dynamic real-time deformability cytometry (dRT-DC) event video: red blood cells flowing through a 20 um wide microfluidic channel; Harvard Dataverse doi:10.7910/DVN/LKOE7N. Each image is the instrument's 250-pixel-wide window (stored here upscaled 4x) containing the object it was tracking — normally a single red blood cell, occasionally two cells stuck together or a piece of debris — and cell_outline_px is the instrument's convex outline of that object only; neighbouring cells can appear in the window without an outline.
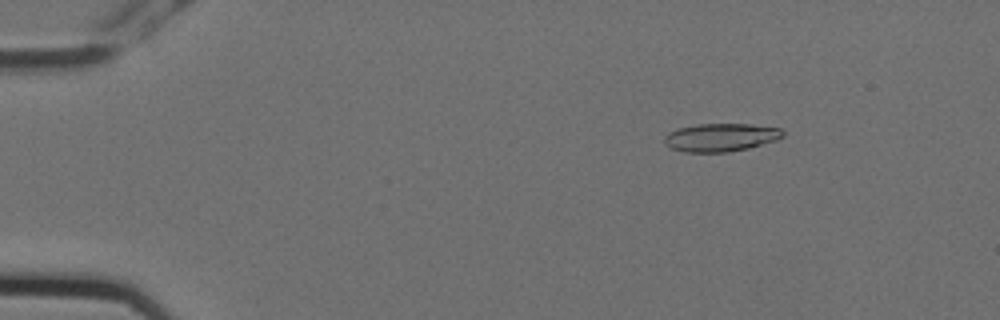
{"species": "Egyptian fruit bat (a non-hibernating species)", "species_latin": "Rousettus aegyptiacus", "temperature_condition": "cold", "stored_images_in_passage": 9, "camera_frame_rate_fps": 3000, "um_per_image_px": 0.085, "animal": {"sex": "female"}, "frame": {"image": 1, "passage_image": 2, "time_ms": 0.333, "image_size_px": [1000, 320], "cell_outline_px": [[784, 136], [776, 140], [748, 148], [728, 152], [684, 152], [672, 148], [664, 144], [664, 136], [668, 132], [676, 128], [696, 124], [752, 124], [780, 128], [784, 132]], "centroid_in_image_um": [61.24, 11.67], "position_along_channel_um": 23.8, "area_um2": 19.54}}
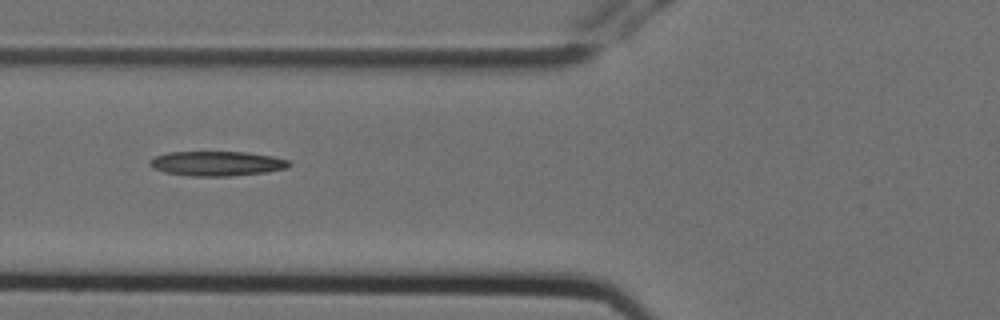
{"frame": {"image": 2, "passage_image": 6, "time_ms": 1.667, "image_size_px": [1000, 320], "cell_outline_px": [[292, 164], [288, 168], [264, 172], [228, 176], [192, 176], [164, 172], [152, 168], [148, 164], [148, 160], [156, 156], [168, 152], [248, 152], [272, 156], [288, 160]], "centroid_in_image_um": [18.41, 13.89], "position_along_channel_um": 107.4, "area_um2": 20.06}}
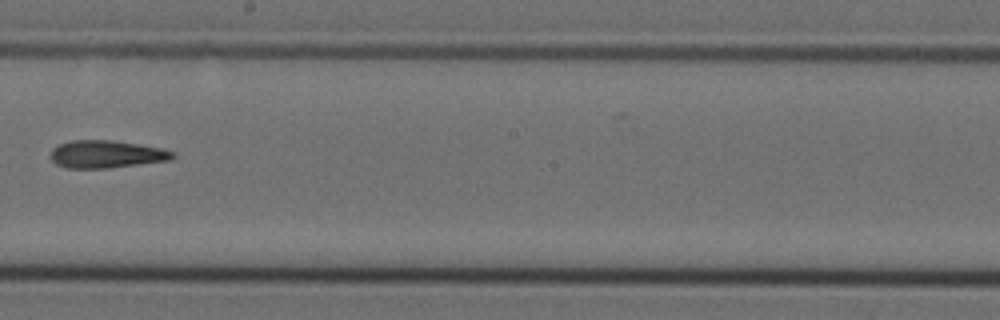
{"frame": {"image": 3, "passage_image": 9, "time_ms": 2.667, "image_size_px": [1000, 320], "cell_outline_px": [[176, 156], [168, 160], [108, 168], [64, 168], [56, 164], [48, 156], [52, 148], [60, 144], [72, 140], [112, 140], [140, 144], [160, 148], [172, 152]], "centroid_in_image_um": [8.97, 13.1], "position_along_channel_um": 239.2, "area_um2": 19.59}}